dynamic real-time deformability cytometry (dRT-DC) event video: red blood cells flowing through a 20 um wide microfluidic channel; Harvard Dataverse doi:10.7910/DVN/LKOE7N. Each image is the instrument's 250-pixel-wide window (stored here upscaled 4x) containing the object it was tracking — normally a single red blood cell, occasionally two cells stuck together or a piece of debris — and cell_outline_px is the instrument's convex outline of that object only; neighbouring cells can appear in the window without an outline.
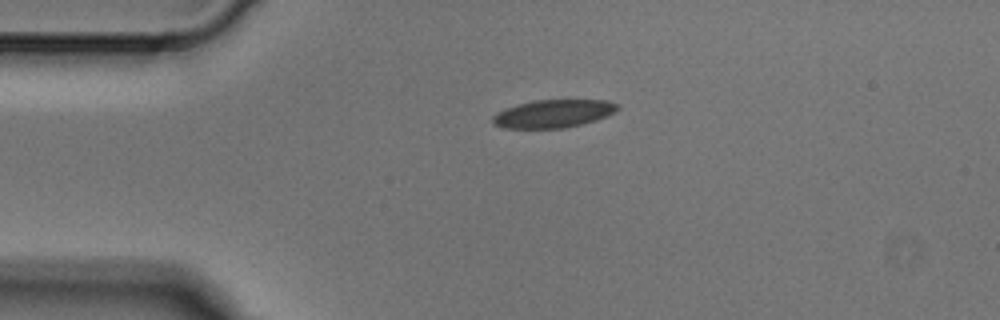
{"species": "Egyptian fruit bat (a non-hibernating species)", "species_latin": "Rousettus aegyptiacus", "temperature_condition": "cold", "stored_images_in_passage": 5, "camera_frame_rate_fps": 3000, "um_per_image_px": 0.085, "animal": {"sex": "male"}, "frame": {"image": 1, "passage_image": 1, "time_ms": 0.0, "image_size_px": [1000, 320], "cell_outline_px": [[620, 108], [616, 112], [596, 120], [564, 128], [504, 128], [492, 124], [492, 116], [496, 112], [520, 104], [536, 100], [608, 100], [620, 104]], "centroid_in_image_um": [47.07, 9.66], "position_along_channel_um": 37.9, "area_um2": 20.35}}
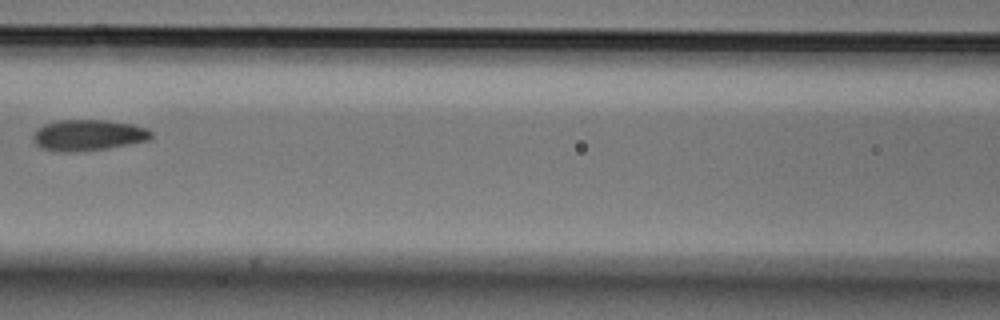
{"frame": {"image": 2, "passage_image": 4, "time_ms": 1.0, "image_size_px": [1000, 320], "cell_outline_px": [[152, 136], [148, 140], [108, 148], [80, 152], [56, 152], [40, 148], [36, 144], [32, 136], [36, 128], [44, 124], [56, 120], [104, 120], [132, 124], [148, 128], [152, 132]], "centroid_in_image_um": [7.45, 11.49], "position_along_channel_um": 159.1, "area_um2": 21.62}}
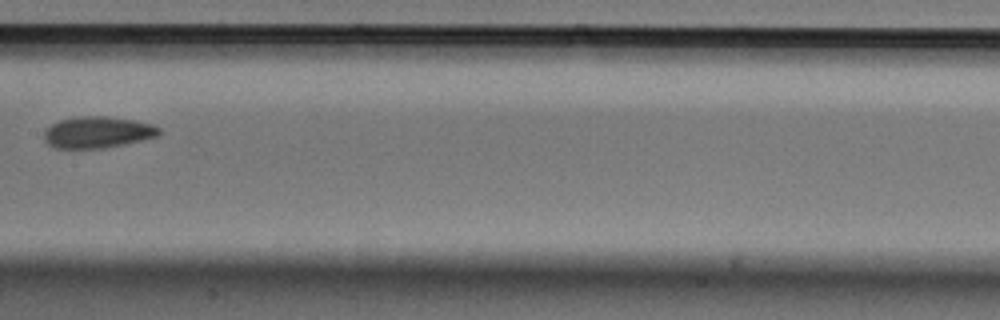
{"frame": {"image": 3, "passage_image": 5, "time_ms": 1.333, "image_size_px": [1000, 320], "cell_outline_px": [[160, 132], [156, 136], [124, 144], [104, 148], [52, 148], [44, 140], [44, 132], [52, 124], [60, 120], [76, 116], [108, 116], [136, 120], [152, 124], [160, 128]], "centroid_in_image_um": [8.27, 11.23], "position_along_channel_um": 199.1, "area_um2": 21.1}}